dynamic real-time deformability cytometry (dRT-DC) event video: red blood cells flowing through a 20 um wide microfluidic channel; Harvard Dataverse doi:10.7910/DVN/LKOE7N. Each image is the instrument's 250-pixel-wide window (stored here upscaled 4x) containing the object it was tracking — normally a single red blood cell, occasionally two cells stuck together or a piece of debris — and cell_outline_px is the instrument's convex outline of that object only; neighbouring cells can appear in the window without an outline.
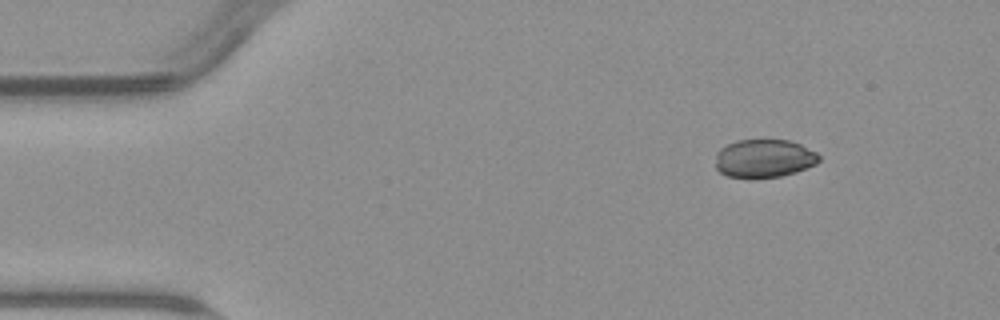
{"species": "common noctule bat (a hibernating species)", "species_latin": "Nyctalus noctula", "temperature_condition": "warm", "stored_images_in_passage": 4, "camera_frame_rate_fps": 3000, "um_per_image_px": 0.085, "animal": {"sex": "male", "body_mass_g": 23.1, "forearm_length_mm": 52.7}, "frame": {"image": 1, "passage_image": 1, "time_ms": 0.0, "image_size_px": [1000, 320], "cell_outline_px": [[820, 160], [816, 164], [796, 172], [780, 176], [752, 180], [728, 176], [720, 172], [716, 168], [716, 152], [720, 148], [736, 140], [788, 140], [800, 144], [816, 152], [820, 156]], "centroid_in_image_um": [64.93, 13.49], "position_along_channel_um": 20.1, "area_um2": 23.47}}
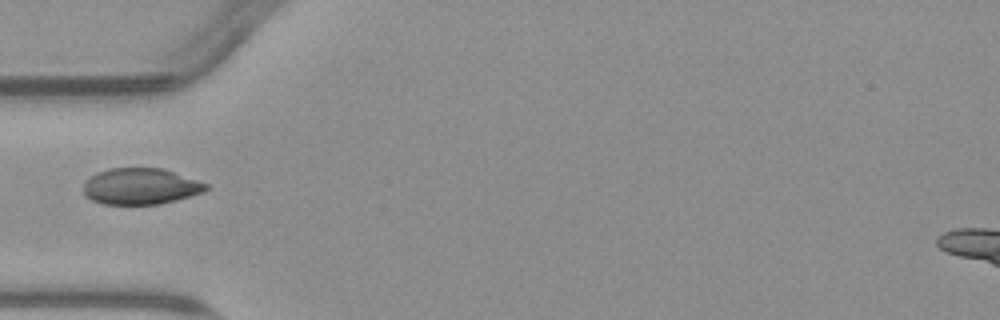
{"frame": {"image": 2, "passage_image": 4, "time_ms": 3.667, "image_size_px": [1000, 320], "cell_outline_px": [[208, 188], [204, 192], [192, 196], [160, 204], [104, 204], [92, 200], [84, 196], [84, 180], [88, 176], [96, 172], [108, 168], [164, 168], [208, 184]], "centroid_in_image_um": [11.92, 15.83], "position_along_channel_um": 73.1, "area_um2": 26.18}}